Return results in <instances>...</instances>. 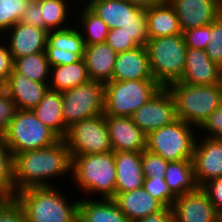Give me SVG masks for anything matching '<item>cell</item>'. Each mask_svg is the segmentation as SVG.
Here are the masks:
<instances>
[{"label":"cell","mask_w":222,"mask_h":222,"mask_svg":"<svg viewBox=\"0 0 222 222\" xmlns=\"http://www.w3.org/2000/svg\"><path fill=\"white\" fill-rule=\"evenodd\" d=\"M46 29L18 22L0 38H4L13 58L45 52L47 44ZM8 36L6 39L5 37ZM7 40V41H6Z\"/></svg>","instance_id":"17"},{"label":"cell","mask_w":222,"mask_h":222,"mask_svg":"<svg viewBox=\"0 0 222 222\" xmlns=\"http://www.w3.org/2000/svg\"><path fill=\"white\" fill-rule=\"evenodd\" d=\"M72 17L73 20L77 18V27H80L82 38L84 39L85 46L96 43H104L107 40L109 28L105 22L95 14L87 5ZM80 14V15H79ZM77 16V17H76Z\"/></svg>","instance_id":"29"},{"label":"cell","mask_w":222,"mask_h":222,"mask_svg":"<svg viewBox=\"0 0 222 222\" xmlns=\"http://www.w3.org/2000/svg\"><path fill=\"white\" fill-rule=\"evenodd\" d=\"M82 198L78 222H129L112 198Z\"/></svg>","instance_id":"24"},{"label":"cell","mask_w":222,"mask_h":222,"mask_svg":"<svg viewBox=\"0 0 222 222\" xmlns=\"http://www.w3.org/2000/svg\"><path fill=\"white\" fill-rule=\"evenodd\" d=\"M146 49L156 82L167 87L181 79L187 52L183 34L151 38L147 41Z\"/></svg>","instance_id":"5"},{"label":"cell","mask_w":222,"mask_h":222,"mask_svg":"<svg viewBox=\"0 0 222 222\" xmlns=\"http://www.w3.org/2000/svg\"><path fill=\"white\" fill-rule=\"evenodd\" d=\"M46 48H56L72 53H84L85 43L77 26L48 31Z\"/></svg>","instance_id":"32"},{"label":"cell","mask_w":222,"mask_h":222,"mask_svg":"<svg viewBox=\"0 0 222 222\" xmlns=\"http://www.w3.org/2000/svg\"><path fill=\"white\" fill-rule=\"evenodd\" d=\"M49 82L29 80L15 68L2 85L19 110H32L42 100L49 89Z\"/></svg>","instance_id":"19"},{"label":"cell","mask_w":222,"mask_h":222,"mask_svg":"<svg viewBox=\"0 0 222 222\" xmlns=\"http://www.w3.org/2000/svg\"><path fill=\"white\" fill-rule=\"evenodd\" d=\"M164 179L176 196L193 192L198 188L192 160L169 162Z\"/></svg>","instance_id":"28"},{"label":"cell","mask_w":222,"mask_h":222,"mask_svg":"<svg viewBox=\"0 0 222 222\" xmlns=\"http://www.w3.org/2000/svg\"><path fill=\"white\" fill-rule=\"evenodd\" d=\"M172 94L177 118L200 128L209 115L222 105V83L190 85L176 81L167 86Z\"/></svg>","instance_id":"4"},{"label":"cell","mask_w":222,"mask_h":222,"mask_svg":"<svg viewBox=\"0 0 222 222\" xmlns=\"http://www.w3.org/2000/svg\"><path fill=\"white\" fill-rule=\"evenodd\" d=\"M183 31L210 25L220 17L222 0H169Z\"/></svg>","instance_id":"14"},{"label":"cell","mask_w":222,"mask_h":222,"mask_svg":"<svg viewBox=\"0 0 222 222\" xmlns=\"http://www.w3.org/2000/svg\"><path fill=\"white\" fill-rule=\"evenodd\" d=\"M113 152H143L147 135L131 117L105 116Z\"/></svg>","instance_id":"16"},{"label":"cell","mask_w":222,"mask_h":222,"mask_svg":"<svg viewBox=\"0 0 222 222\" xmlns=\"http://www.w3.org/2000/svg\"><path fill=\"white\" fill-rule=\"evenodd\" d=\"M172 210L174 222H220V216L201 187L177 196Z\"/></svg>","instance_id":"13"},{"label":"cell","mask_w":222,"mask_h":222,"mask_svg":"<svg viewBox=\"0 0 222 222\" xmlns=\"http://www.w3.org/2000/svg\"><path fill=\"white\" fill-rule=\"evenodd\" d=\"M30 0H0V35L16 25Z\"/></svg>","instance_id":"34"},{"label":"cell","mask_w":222,"mask_h":222,"mask_svg":"<svg viewBox=\"0 0 222 222\" xmlns=\"http://www.w3.org/2000/svg\"><path fill=\"white\" fill-rule=\"evenodd\" d=\"M131 118L146 135L173 123L178 118L172 94L167 87H162L149 101L136 110Z\"/></svg>","instance_id":"11"},{"label":"cell","mask_w":222,"mask_h":222,"mask_svg":"<svg viewBox=\"0 0 222 222\" xmlns=\"http://www.w3.org/2000/svg\"><path fill=\"white\" fill-rule=\"evenodd\" d=\"M40 4L41 18L44 20V29L47 31L61 30L72 25L68 20H72L68 11L70 2L68 0H36ZM68 1V2H67ZM70 14V15H69ZM70 17V18H69ZM66 23V26H65ZM68 25V26H67Z\"/></svg>","instance_id":"30"},{"label":"cell","mask_w":222,"mask_h":222,"mask_svg":"<svg viewBox=\"0 0 222 222\" xmlns=\"http://www.w3.org/2000/svg\"><path fill=\"white\" fill-rule=\"evenodd\" d=\"M109 29L121 28L127 22H147L146 10L133 6L126 0H85Z\"/></svg>","instance_id":"15"},{"label":"cell","mask_w":222,"mask_h":222,"mask_svg":"<svg viewBox=\"0 0 222 222\" xmlns=\"http://www.w3.org/2000/svg\"><path fill=\"white\" fill-rule=\"evenodd\" d=\"M11 196L0 188V208L3 206V204L10 198Z\"/></svg>","instance_id":"50"},{"label":"cell","mask_w":222,"mask_h":222,"mask_svg":"<svg viewBox=\"0 0 222 222\" xmlns=\"http://www.w3.org/2000/svg\"><path fill=\"white\" fill-rule=\"evenodd\" d=\"M132 222H174L172 208L165 207L163 210L145 216L144 218Z\"/></svg>","instance_id":"48"},{"label":"cell","mask_w":222,"mask_h":222,"mask_svg":"<svg viewBox=\"0 0 222 222\" xmlns=\"http://www.w3.org/2000/svg\"><path fill=\"white\" fill-rule=\"evenodd\" d=\"M142 187L168 208H172L177 198L166 184L164 177H145Z\"/></svg>","instance_id":"35"},{"label":"cell","mask_w":222,"mask_h":222,"mask_svg":"<svg viewBox=\"0 0 222 222\" xmlns=\"http://www.w3.org/2000/svg\"><path fill=\"white\" fill-rule=\"evenodd\" d=\"M154 80L146 46L117 54L112 81Z\"/></svg>","instance_id":"20"},{"label":"cell","mask_w":222,"mask_h":222,"mask_svg":"<svg viewBox=\"0 0 222 222\" xmlns=\"http://www.w3.org/2000/svg\"><path fill=\"white\" fill-rule=\"evenodd\" d=\"M0 43V86H2L12 73L14 68V58L10 53L7 44L4 42Z\"/></svg>","instance_id":"47"},{"label":"cell","mask_w":222,"mask_h":222,"mask_svg":"<svg viewBox=\"0 0 222 222\" xmlns=\"http://www.w3.org/2000/svg\"><path fill=\"white\" fill-rule=\"evenodd\" d=\"M117 54L107 42L86 45L84 59L90 79L104 84L112 81Z\"/></svg>","instance_id":"23"},{"label":"cell","mask_w":222,"mask_h":222,"mask_svg":"<svg viewBox=\"0 0 222 222\" xmlns=\"http://www.w3.org/2000/svg\"><path fill=\"white\" fill-rule=\"evenodd\" d=\"M201 138L196 139L192 159L198 187L222 176V139Z\"/></svg>","instance_id":"12"},{"label":"cell","mask_w":222,"mask_h":222,"mask_svg":"<svg viewBox=\"0 0 222 222\" xmlns=\"http://www.w3.org/2000/svg\"><path fill=\"white\" fill-rule=\"evenodd\" d=\"M70 2H73L72 0H69ZM79 1V3H81L82 2V0L80 1V0H77L76 2H78Z\"/></svg>","instance_id":"52"},{"label":"cell","mask_w":222,"mask_h":222,"mask_svg":"<svg viewBox=\"0 0 222 222\" xmlns=\"http://www.w3.org/2000/svg\"><path fill=\"white\" fill-rule=\"evenodd\" d=\"M106 42L117 53L133 50L139 47L128 35L119 28L109 29Z\"/></svg>","instance_id":"41"},{"label":"cell","mask_w":222,"mask_h":222,"mask_svg":"<svg viewBox=\"0 0 222 222\" xmlns=\"http://www.w3.org/2000/svg\"><path fill=\"white\" fill-rule=\"evenodd\" d=\"M14 68L29 80L49 82L51 67L45 52L14 58Z\"/></svg>","instance_id":"31"},{"label":"cell","mask_w":222,"mask_h":222,"mask_svg":"<svg viewBox=\"0 0 222 222\" xmlns=\"http://www.w3.org/2000/svg\"><path fill=\"white\" fill-rule=\"evenodd\" d=\"M85 59L50 68L49 89L64 92L90 81Z\"/></svg>","instance_id":"27"},{"label":"cell","mask_w":222,"mask_h":222,"mask_svg":"<svg viewBox=\"0 0 222 222\" xmlns=\"http://www.w3.org/2000/svg\"><path fill=\"white\" fill-rule=\"evenodd\" d=\"M45 53L50 67L73 64L84 58V53H72L56 48H46Z\"/></svg>","instance_id":"42"},{"label":"cell","mask_w":222,"mask_h":222,"mask_svg":"<svg viewBox=\"0 0 222 222\" xmlns=\"http://www.w3.org/2000/svg\"><path fill=\"white\" fill-rule=\"evenodd\" d=\"M206 137L222 139V105L214 110L199 128ZM207 132H206V131Z\"/></svg>","instance_id":"44"},{"label":"cell","mask_w":222,"mask_h":222,"mask_svg":"<svg viewBox=\"0 0 222 222\" xmlns=\"http://www.w3.org/2000/svg\"><path fill=\"white\" fill-rule=\"evenodd\" d=\"M182 34L187 48L205 50L210 40V25L190 28Z\"/></svg>","instance_id":"38"},{"label":"cell","mask_w":222,"mask_h":222,"mask_svg":"<svg viewBox=\"0 0 222 222\" xmlns=\"http://www.w3.org/2000/svg\"><path fill=\"white\" fill-rule=\"evenodd\" d=\"M55 187H30L15 198L21 204L27 222H78L80 199L70 201Z\"/></svg>","instance_id":"2"},{"label":"cell","mask_w":222,"mask_h":222,"mask_svg":"<svg viewBox=\"0 0 222 222\" xmlns=\"http://www.w3.org/2000/svg\"><path fill=\"white\" fill-rule=\"evenodd\" d=\"M72 173L80 191L86 196L97 194L99 198H113L116 186V166L114 152L71 155ZM100 195V196H99Z\"/></svg>","instance_id":"3"},{"label":"cell","mask_w":222,"mask_h":222,"mask_svg":"<svg viewBox=\"0 0 222 222\" xmlns=\"http://www.w3.org/2000/svg\"><path fill=\"white\" fill-rule=\"evenodd\" d=\"M208 195L218 215L222 216V176L212 179L201 187Z\"/></svg>","instance_id":"45"},{"label":"cell","mask_w":222,"mask_h":222,"mask_svg":"<svg viewBox=\"0 0 222 222\" xmlns=\"http://www.w3.org/2000/svg\"><path fill=\"white\" fill-rule=\"evenodd\" d=\"M0 222H27L21 204L10 197L0 208Z\"/></svg>","instance_id":"40"},{"label":"cell","mask_w":222,"mask_h":222,"mask_svg":"<svg viewBox=\"0 0 222 222\" xmlns=\"http://www.w3.org/2000/svg\"><path fill=\"white\" fill-rule=\"evenodd\" d=\"M205 52L209 58L222 67V19L210 24V37Z\"/></svg>","instance_id":"36"},{"label":"cell","mask_w":222,"mask_h":222,"mask_svg":"<svg viewBox=\"0 0 222 222\" xmlns=\"http://www.w3.org/2000/svg\"><path fill=\"white\" fill-rule=\"evenodd\" d=\"M221 83H222V67H221Z\"/></svg>","instance_id":"53"},{"label":"cell","mask_w":222,"mask_h":222,"mask_svg":"<svg viewBox=\"0 0 222 222\" xmlns=\"http://www.w3.org/2000/svg\"><path fill=\"white\" fill-rule=\"evenodd\" d=\"M32 111L60 139L66 137L69 127L62 118L61 92L48 89L42 100Z\"/></svg>","instance_id":"26"},{"label":"cell","mask_w":222,"mask_h":222,"mask_svg":"<svg viewBox=\"0 0 222 222\" xmlns=\"http://www.w3.org/2000/svg\"><path fill=\"white\" fill-rule=\"evenodd\" d=\"M119 31L131 37L138 46H146L149 40L147 22H127Z\"/></svg>","instance_id":"43"},{"label":"cell","mask_w":222,"mask_h":222,"mask_svg":"<svg viewBox=\"0 0 222 222\" xmlns=\"http://www.w3.org/2000/svg\"><path fill=\"white\" fill-rule=\"evenodd\" d=\"M17 110L15 102L0 86V135H4Z\"/></svg>","instance_id":"39"},{"label":"cell","mask_w":222,"mask_h":222,"mask_svg":"<svg viewBox=\"0 0 222 222\" xmlns=\"http://www.w3.org/2000/svg\"><path fill=\"white\" fill-rule=\"evenodd\" d=\"M161 88L155 80L109 81L104 86V115L131 117Z\"/></svg>","instance_id":"6"},{"label":"cell","mask_w":222,"mask_h":222,"mask_svg":"<svg viewBox=\"0 0 222 222\" xmlns=\"http://www.w3.org/2000/svg\"><path fill=\"white\" fill-rule=\"evenodd\" d=\"M133 6H136L138 8H142L144 10L149 9L150 7L169 2V0H126Z\"/></svg>","instance_id":"49"},{"label":"cell","mask_w":222,"mask_h":222,"mask_svg":"<svg viewBox=\"0 0 222 222\" xmlns=\"http://www.w3.org/2000/svg\"><path fill=\"white\" fill-rule=\"evenodd\" d=\"M129 222L155 214L165 206L143 187L128 192H115L112 198Z\"/></svg>","instance_id":"21"},{"label":"cell","mask_w":222,"mask_h":222,"mask_svg":"<svg viewBox=\"0 0 222 222\" xmlns=\"http://www.w3.org/2000/svg\"><path fill=\"white\" fill-rule=\"evenodd\" d=\"M179 82L190 85L221 83V67L209 58L205 50L187 48L184 71Z\"/></svg>","instance_id":"18"},{"label":"cell","mask_w":222,"mask_h":222,"mask_svg":"<svg viewBox=\"0 0 222 222\" xmlns=\"http://www.w3.org/2000/svg\"><path fill=\"white\" fill-rule=\"evenodd\" d=\"M5 141L13 154L45 148L60 138L39 120L32 110H17L6 132Z\"/></svg>","instance_id":"8"},{"label":"cell","mask_w":222,"mask_h":222,"mask_svg":"<svg viewBox=\"0 0 222 222\" xmlns=\"http://www.w3.org/2000/svg\"><path fill=\"white\" fill-rule=\"evenodd\" d=\"M71 155H86L112 151L105 115L74 122L64 138Z\"/></svg>","instance_id":"10"},{"label":"cell","mask_w":222,"mask_h":222,"mask_svg":"<svg viewBox=\"0 0 222 222\" xmlns=\"http://www.w3.org/2000/svg\"><path fill=\"white\" fill-rule=\"evenodd\" d=\"M196 128L177 119L147 135L146 149L168 162L192 160L197 139Z\"/></svg>","instance_id":"7"},{"label":"cell","mask_w":222,"mask_h":222,"mask_svg":"<svg viewBox=\"0 0 222 222\" xmlns=\"http://www.w3.org/2000/svg\"><path fill=\"white\" fill-rule=\"evenodd\" d=\"M0 188L11 197L15 196L14 154L9 149L4 135H0Z\"/></svg>","instance_id":"33"},{"label":"cell","mask_w":222,"mask_h":222,"mask_svg":"<svg viewBox=\"0 0 222 222\" xmlns=\"http://www.w3.org/2000/svg\"><path fill=\"white\" fill-rule=\"evenodd\" d=\"M116 166L115 192H128L142 187L144 174L142 152H114Z\"/></svg>","instance_id":"22"},{"label":"cell","mask_w":222,"mask_h":222,"mask_svg":"<svg viewBox=\"0 0 222 222\" xmlns=\"http://www.w3.org/2000/svg\"><path fill=\"white\" fill-rule=\"evenodd\" d=\"M146 16L149 39L182 34L177 13L169 2L146 9Z\"/></svg>","instance_id":"25"},{"label":"cell","mask_w":222,"mask_h":222,"mask_svg":"<svg viewBox=\"0 0 222 222\" xmlns=\"http://www.w3.org/2000/svg\"><path fill=\"white\" fill-rule=\"evenodd\" d=\"M220 18L222 19V4H221V8H220Z\"/></svg>","instance_id":"51"},{"label":"cell","mask_w":222,"mask_h":222,"mask_svg":"<svg viewBox=\"0 0 222 222\" xmlns=\"http://www.w3.org/2000/svg\"><path fill=\"white\" fill-rule=\"evenodd\" d=\"M169 162L158 154L145 149L142 152V168L144 177H164Z\"/></svg>","instance_id":"37"},{"label":"cell","mask_w":222,"mask_h":222,"mask_svg":"<svg viewBox=\"0 0 222 222\" xmlns=\"http://www.w3.org/2000/svg\"><path fill=\"white\" fill-rule=\"evenodd\" d=\"M41 17L40 4L36 0H30L19 22L44 29V20Z\"/></svg>","instance_id":"46"},{"label":"cell","mask_w":222,"mask_h":222,"mask_svg":"<svg viewBox=\"0 0 222 222\" xmlns=\"http://www.w3.org/2000/svg\"><path fill=\"white\" fill-rule=\"evenodd\" d=\"M69 173L72 156L65 139L45 148L14 154L15 194L30 187H54L57 184H51L53 178Z\"/></svg>","instance_id":"1"},{"label":"cell","mask_w":222,"mask_h":222,"mask_svg":"<svg viewBox=\"0 0 222 222\" xmlns=\"http://www.w3.org/2000/svg\"><path fill=\"white\" fill-rule=\"evenodd\" d=\"M104 86L90 80L61 93L62 118L70 127L74 122L104 114Z\"/></svg>","instance_id":"9"}]
</instances>
